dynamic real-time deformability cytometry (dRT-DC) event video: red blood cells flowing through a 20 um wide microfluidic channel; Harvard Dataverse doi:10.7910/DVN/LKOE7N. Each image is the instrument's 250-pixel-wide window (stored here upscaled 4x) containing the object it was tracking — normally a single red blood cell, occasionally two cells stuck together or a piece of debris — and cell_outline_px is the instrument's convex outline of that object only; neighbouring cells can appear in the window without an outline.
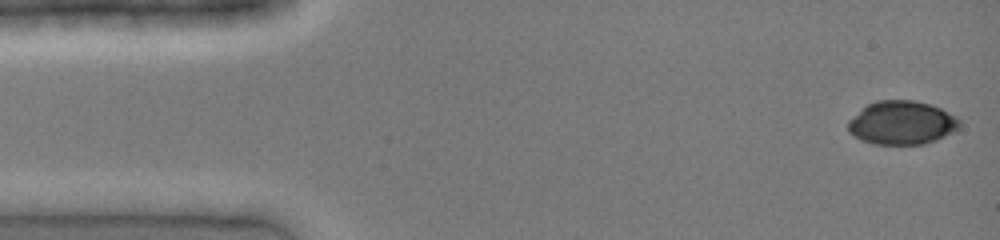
{"species": "common noctule bat (a hibernating species)", "species_latin": "Nyctalus noctula", "temperature_condition": "cold", "stored_images_in_passage": 40, "camera_frame_rate_fps": 3000, "um_per_image_px": 0.085, "animal": {"sex": "female", "body_mass_g": 19.0, "forearm_length_mm": 51.5}, "frame": {"image": 1, "passage_image": 1, "time_ms": 0.0, "image_size_px": [1000, 240], "cell_outline_px": [[960, 128], [936, 140], [924, 144], [872, 144], [860, 140], [848, 132], [848, 120], [868, 104], [876, 100], [916, 100], [932, 104], [956, 116], [960, 120]], "centroid_in_image_um": [76.65, 10.43], "position_along_channel_um": 8.3, "area_um2": 28.5}}
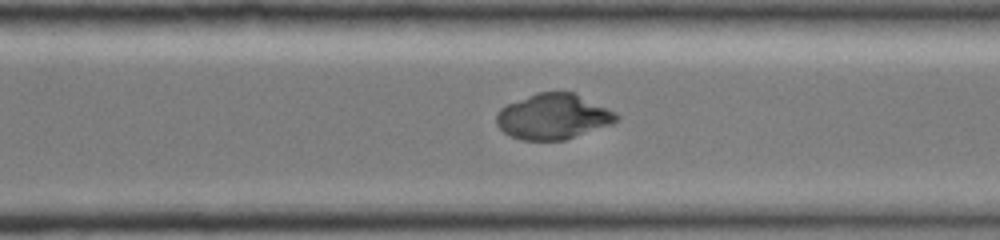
{"frame": {"image": 2, "passage_image": 29, "time_ms": 9.333, "image_size_px": [1000, 240], "cell_outline_px": [[620, 120], [612, 124], [564, 140], [520, 140], [504, 132], [496, 124], [496, 112], [500, 108], [508, 104], [536, 92], [572, 92], [608, 108], [616, 112], [620, 116]], "centroid_in_image_um": [47.02, 9.91], "position_along_channel_um": 323.6, "area_um2": 31.73}}
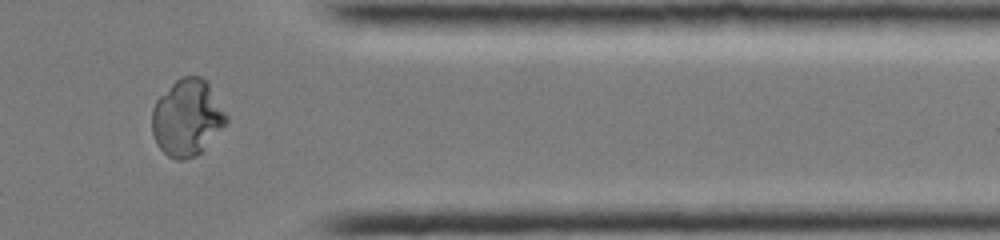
{"frame": {"image": 3, "passage_image": 34, "time_ms": 11.0, "image_size_px": [1000, 240], "cell_outline_px": [[228, 120], [200, 152], [196, 156], [180, 160], [176, 160], [168, 156], [156, 144], [152, 132], [152, 108], [156, 100], [176, 80], [184, 76], [200, 76], [208, 80], [228, 116]], "centroid_in_image_um": [15.9, 9.98], "position_along_channel_um": 395.5, "area_um2": 33.0}}